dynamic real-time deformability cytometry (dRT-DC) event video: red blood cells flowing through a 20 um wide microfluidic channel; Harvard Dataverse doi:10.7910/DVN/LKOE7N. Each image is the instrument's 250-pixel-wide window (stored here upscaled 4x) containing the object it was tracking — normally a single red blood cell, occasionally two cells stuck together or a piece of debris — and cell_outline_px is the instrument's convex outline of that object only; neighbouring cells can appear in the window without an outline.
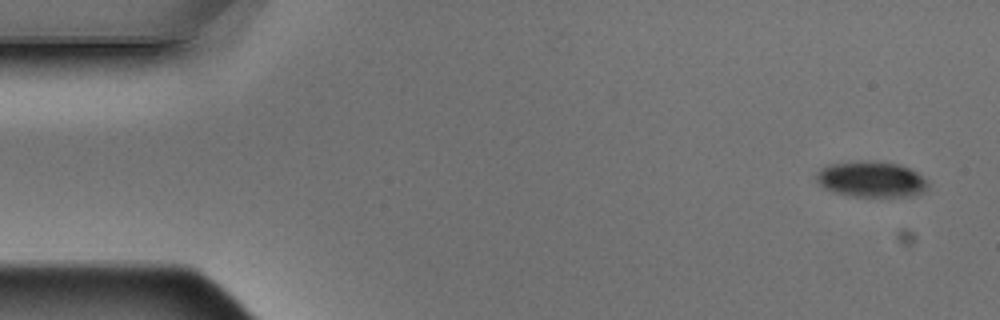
{"species": "Egyptian fruit bat (a non-hibernating species)", "species_latin": "Rousettus aegyptiacus", "temperature_condition": "warm", "stored_images_in_passage": 9, "camera_frame_rate_fps": 3000, "um_per_image_px": 0.085, "animal": {"sex": "male"}, "frame": {"image": 1, "passage_image": 1, "time_ms": 0.0, "image_size_px": [1000, 320], "cell_outline_px": [[928, 188], [924, 192], [912, 196], [848, 196], [824, 188], [816, 180], [816, 172], [820, 168], [828, 164], [896, 164], [908, 168], [916, 172], [928, 180]], "centroid_in_image_um": [74.08, 15.3], "position_along_channel_um": 10.9, "area_um2": 22.31}}
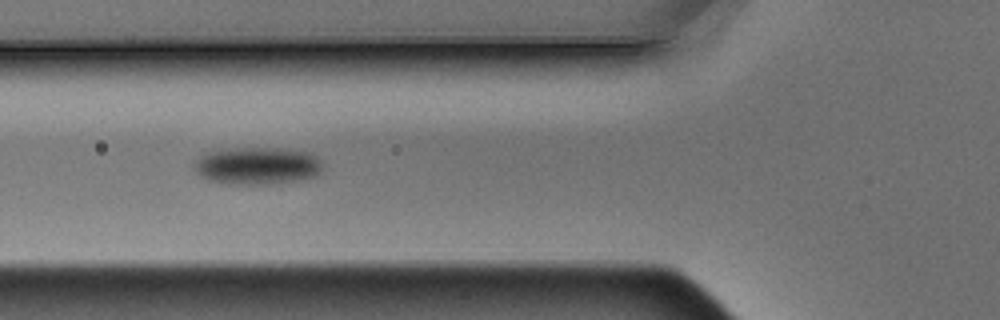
{"frame": {"image": 2, "passage_image": 6, "time_ms": 1.667, "image_size_px": [1000, 320], "cell_outline_px": [[324, 168], [316, 176], [300, 180], [272, 184], [228, 184], [208, 180], [200, 176], [196, 172], [196, 160], [200, 156], [212, 148], [288, 148], [312, 152], [324, 164]], "centroid_in_image_um": [21.9, 14.07], "position_along_channel_um": 103.9, "area_um2": 28.73}}
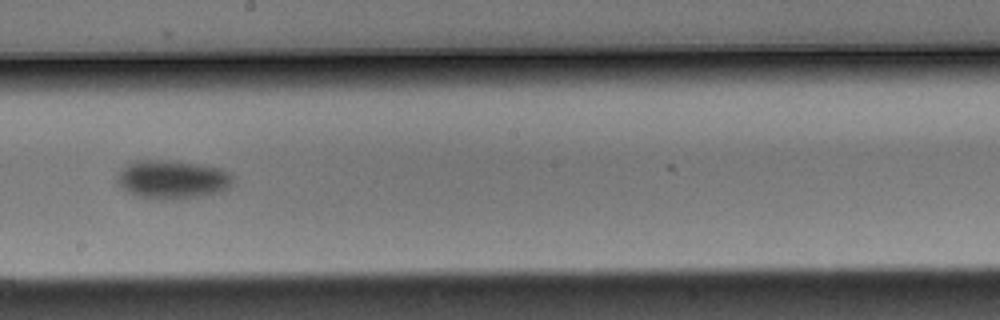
{"frame": {"image": 3, "passage_image": 9, "time_ms": 2.667, "image_size_px": [1000, 320], "cell_outline_px": [[236, 180], [228, 188], [212, 196], [176, 200], [152, 200], [128, 192], [116, 184], [116, 176], [120, 168], [124, 164], [132, 160], [176, 160], [204, 164], [224, 168]], "centroid_in_image_um": [14.67, 15.26], "position_along_channel_um": 233.5, "area_um2": 27.46}}